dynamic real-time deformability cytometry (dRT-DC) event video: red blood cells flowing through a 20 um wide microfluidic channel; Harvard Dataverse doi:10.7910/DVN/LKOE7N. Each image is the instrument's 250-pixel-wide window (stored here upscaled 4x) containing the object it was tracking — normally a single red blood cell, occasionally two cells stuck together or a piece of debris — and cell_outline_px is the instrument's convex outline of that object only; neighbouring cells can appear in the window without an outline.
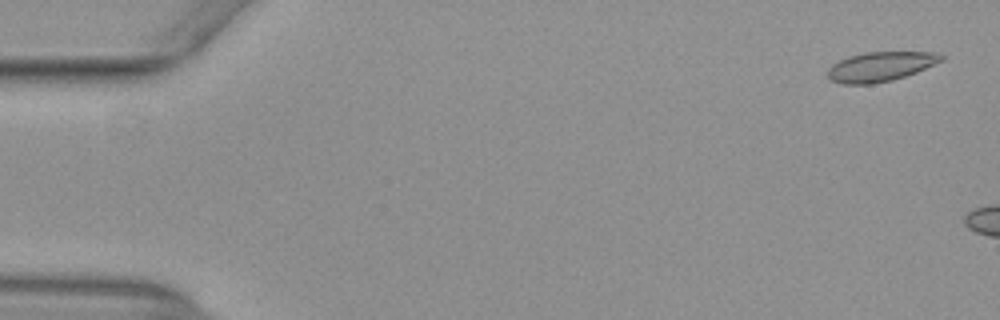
{"species": "common noctule bat (a hibernating species)", "species_latin": "Nyctalus noctula", "temperature_condition": "warm", "stored_images_in_passage": 6, "camera_frame_rate_fps": 3000, "um_per_image_px": 0.085, "animal": {"sex": "female", "body_mass_g": 29.2, "forearm_length_mm": 56.3}, "frame": {"image": 1, "passage_image": 2, "time_ms": 0.333, "image_size_px": [1000, 320], "cell_outline_px": [[944, 60], [916, 72], [892, 80], [872, 84], [840, 84], [832, 80], [828, 76], [828, 68], [832, 64], [848, 56], [864, 52], [936, 52], [944, 56]], "centroid_in_image_um": [74.83, 5.65], "position_along_channel_um": 10.2, "area_um2": 19.54}}